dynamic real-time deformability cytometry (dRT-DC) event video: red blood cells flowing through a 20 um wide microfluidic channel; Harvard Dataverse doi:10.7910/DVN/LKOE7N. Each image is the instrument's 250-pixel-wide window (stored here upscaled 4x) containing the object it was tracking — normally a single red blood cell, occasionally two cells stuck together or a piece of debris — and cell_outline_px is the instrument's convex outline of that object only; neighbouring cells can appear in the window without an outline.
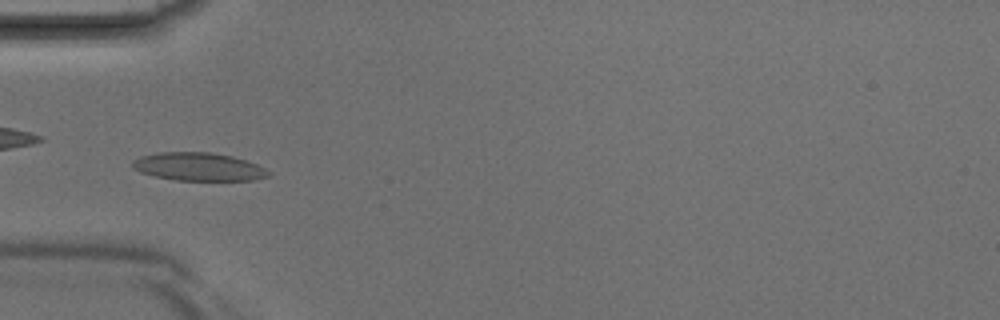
{"species": "Egyptian fruit bat (a non-hibernating species)", "species_latin": "Rousettus aegyptiacus", "temperature_condition": "room temperature", "stored_images_in_passage": 3, "camera_frame_rate_fps": 3000, "um_per_image_px": 0.085, "animal": {"sex": "male"}, "frame": {"image": 1, "passage_image": 3, "time_ms": 0.667, "image_size_px": [1000, 320], "cell_outline_px": [[272, 172], [268, 176], [252, 180], [176, 180], [156, 176], [140, 172], [132, 168], [132, 160], [140, 156], [160, 152], [208, 152], [232, 156], [256, 164]], "centroid_in_image_um": [16.85, 14.17], "position_along_channel_um": 68.2, "area_um2": 22.14}}